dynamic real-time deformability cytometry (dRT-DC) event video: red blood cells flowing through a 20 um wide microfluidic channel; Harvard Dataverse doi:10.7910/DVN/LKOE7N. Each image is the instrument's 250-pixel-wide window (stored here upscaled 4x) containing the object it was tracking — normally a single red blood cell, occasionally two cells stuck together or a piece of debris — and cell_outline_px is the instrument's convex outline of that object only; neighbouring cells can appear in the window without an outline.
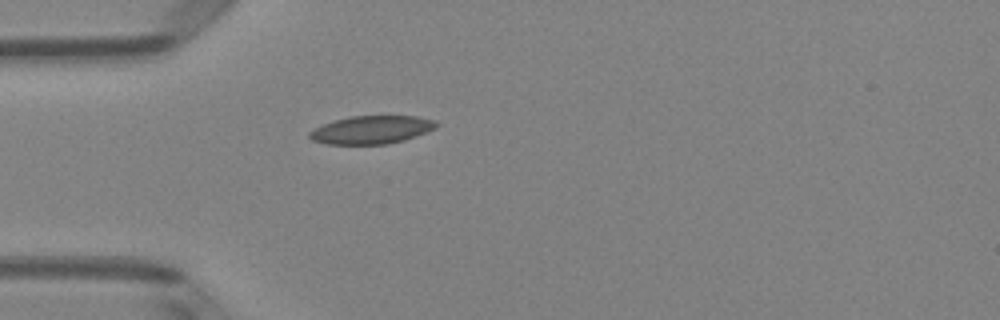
{"species": "Egyptian fruit bat (a non-hibernating species)", "species_latin": "Rousettus aegyptiacus", "temperature_condition": "room temperature", "stored_images_in_passage": 1, "camera_frame_rate_fps": 3000, "um_per_image_px": 0.085, "animal": {"sex": "female"}, "frame": {"image": 1, "passage_image": 1, "time_ms": 0.0, "image_size_px": [1000, 320], "cell_outline_px": [[440, 124], [436, 128], [416, 136], [404, 140], [388, 144], [328, 144], [312, 140], [308, 136], [308, 132], [324, 124], [336, 120], [352, 116], [416, 116], [436, 120]], "centroid_in_image_um": [31.62, 11.03], "position_along_channel_um": 53.4, "area_um2": 20.69}}